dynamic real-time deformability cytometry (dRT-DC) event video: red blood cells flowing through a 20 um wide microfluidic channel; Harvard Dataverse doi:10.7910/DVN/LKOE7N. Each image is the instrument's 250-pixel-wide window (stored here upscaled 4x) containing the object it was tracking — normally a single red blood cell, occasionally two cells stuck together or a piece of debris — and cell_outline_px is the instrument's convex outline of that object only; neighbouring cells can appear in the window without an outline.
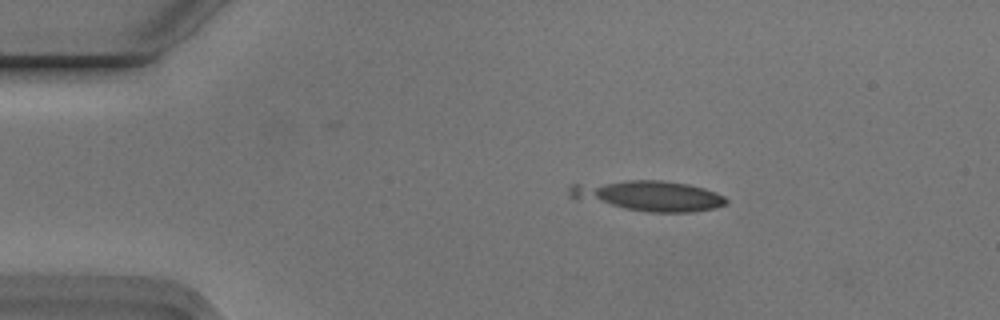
{"species": "Egyptian fruit bat (a non-hibernating species)", "species_latin": "Rousettus aegyptiacus", "temperature_condition": "cold", "stored_images_in_passage": 9, "camera_frame_rate_fps": 3000, "um_per_image_px": 0.085, "animal": {"sex": "male"}, "frame": {"image": 1, "passage_image": 2, "time_ms": 0.333, "image_size_px": [1000, 320], "cell_outline_px": [[728, 200], [724, 204], [716, 208], [692, 212], [648, 212], [624, 208], [568, 196], [568, 188], [572, 184], [628, 180], [660, 180], [688, 184], [704, 188], [716, 192], [724, 196]], "centroid_in_image_um": [55.18, 16.63], "position_along_channel_um": 29.8, "area_um2": 27.34}}
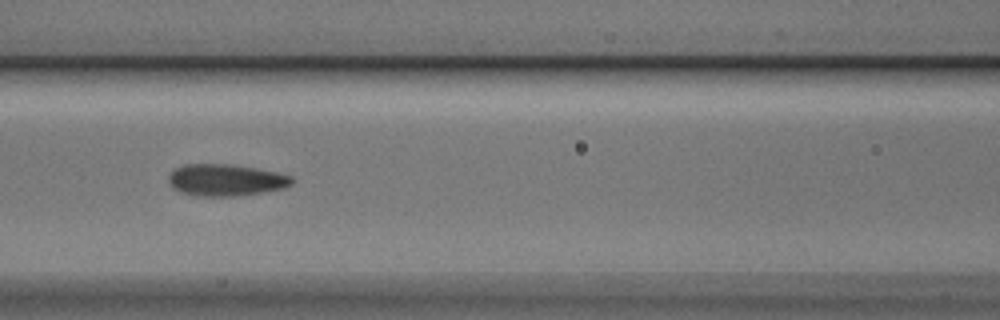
{"frame": {"image": 2, "passage_image": 6, "time_ms": 1.667, "image_size_px": [1000, 320], "cell_outline_px": [[296, 180], [292, 184], [284, 188], [264, 192], [236, 196], [196, 196], [180, 192], [172, 188], [168, 184], [168, 176], [176, 168], [184, 164], [232, 164], [256, 168], [276, 172], [292, 176]], "centroid_in_image_um": [19.19, 15.31], "position_along_channel_um": 147.4, "area_um2": 23.12}}
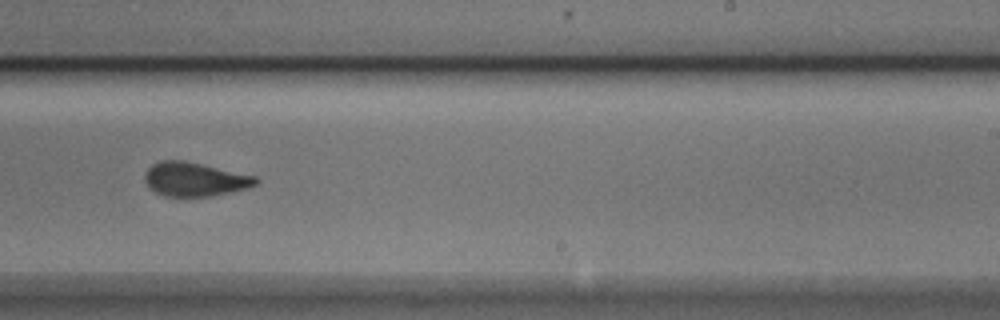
{"frame": {"image": 3, "passage_image": 9, "time_ms": 2.667, "image_size_px": [1000, 320], "cell_outline_px": [[260, 184], [248, 188], [212, 196], [164, 196], [148, 188], [144, 180], [144, 172], [152, 164], [164, 160], [184, 160], [256, 176], [260, 180]], "centroid_in_image_um": [16.56, 15.24], "position_along_channel_um": 272.4, "area_um2": 22.14}}